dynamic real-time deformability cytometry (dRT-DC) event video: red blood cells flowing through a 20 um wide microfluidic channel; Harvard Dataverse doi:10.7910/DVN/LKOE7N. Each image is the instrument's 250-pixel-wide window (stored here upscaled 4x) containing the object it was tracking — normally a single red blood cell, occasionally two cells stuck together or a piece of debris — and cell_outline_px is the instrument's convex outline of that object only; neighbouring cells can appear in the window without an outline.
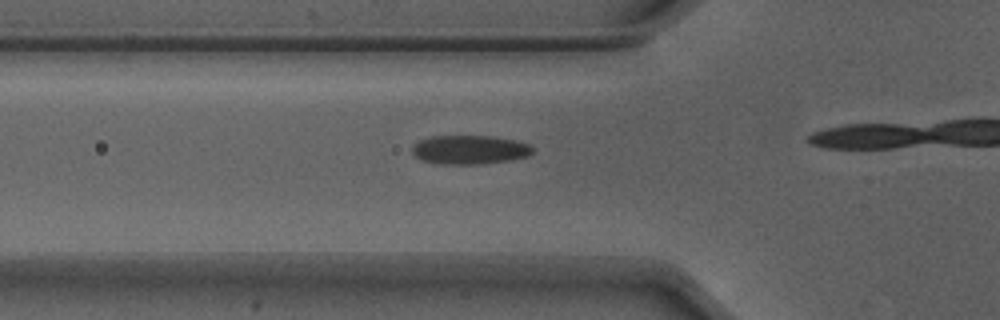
{"species": "Egyptian fruit bat (a non-hibernating species)", "species_latin": "Rousettus aegyptiacus", "temperature_condition": "warm", "stored_images_in_passage": 14, "camera_frame_rate_fps": 3000, "um_per_image_px": 0.085, "animal": {"sex": "male"}, "frame": {"image": 1, "passage_image": 12, "time_ms": 3.667, "image_size_px": [1000, 320], "cell_outline_px": [[532, 152], [528, 156], [512, 160], [484, 164], [440, 164], [424, 160], [416, 156], [412, 152], [412, 144], [420, 140], [432, 136], [492, 136], [516, 140], [532, 144]], "centroid_in_image_um": [39.96, 12.72], "position_along_channel_um": 85.8, "area_um2": 20.46}}